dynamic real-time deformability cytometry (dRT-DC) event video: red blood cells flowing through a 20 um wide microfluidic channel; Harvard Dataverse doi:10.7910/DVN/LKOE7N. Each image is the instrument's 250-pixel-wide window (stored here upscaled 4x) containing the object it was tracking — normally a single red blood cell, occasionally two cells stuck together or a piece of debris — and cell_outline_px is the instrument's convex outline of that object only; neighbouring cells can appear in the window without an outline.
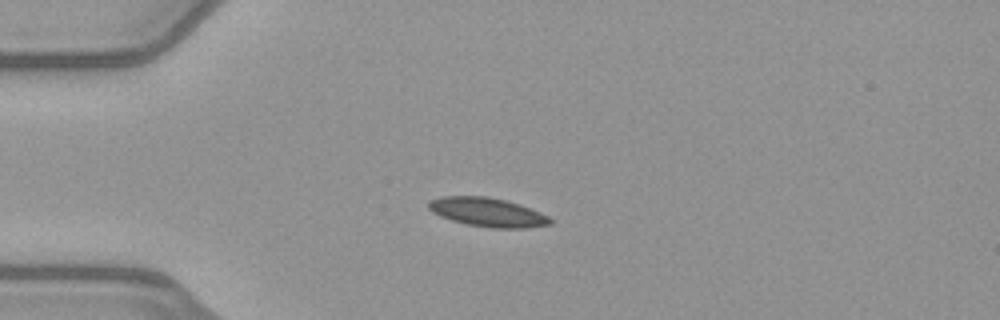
{"species": "common noctule bat (a hibernating species)", "species_latin": "Nyctalus noctula", "temperature_condition": "warm", "stored_images_in_passage": 33, "camera_frame_rate_fps": 3000, "um_per_image_px": 0.085, "animal": {"sex": "female", "body_mass_g": 21.9}, "frame": {"image": 1, "passage_image": 1, "time_ms": 0.0, "image_size_px": [1000, 320], "cell_outline_px": [[552, 224], [524, 228], [492, 228], [468, 224], [452, 220], [440, 216], [432, 212], [428, 208], [428, 204], [432, 200], [440, 196], [488, 196], [520, 204], [548, 216], [552, 220]], "centroid_in_image_um": [41.44, 18.03], "position_along_channel_um": 43.6, "area_um2": 20.35}}
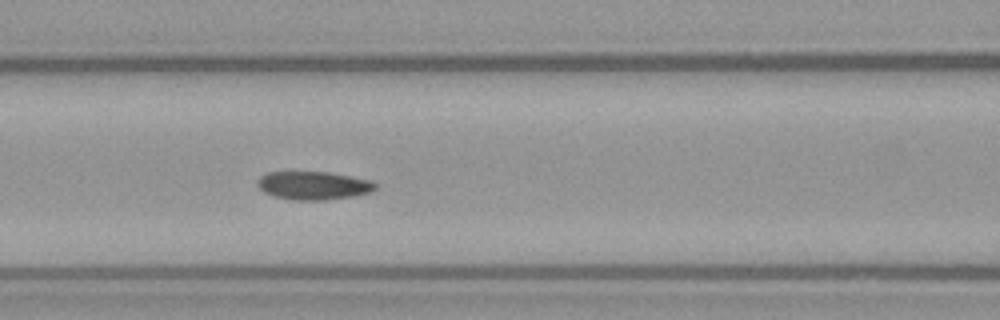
{"frame": {"image": 2, "passage_image": 10, "time_ms": 3.0, "image_size_px": [1000, 320], "cell_outline_px": [[376, 188], [372, 192], [352, 196], [324, 200], [292, 200], [272, 196], [264, 192], [256, 184], [256, 180], [260, 176], [268, 172], [328, 172], [368, 180], [376, 184]], "centroid_in_image_um": [26.58, 15.77], "position_along_channel_um": 140.0, "area_um2": 19.36}}
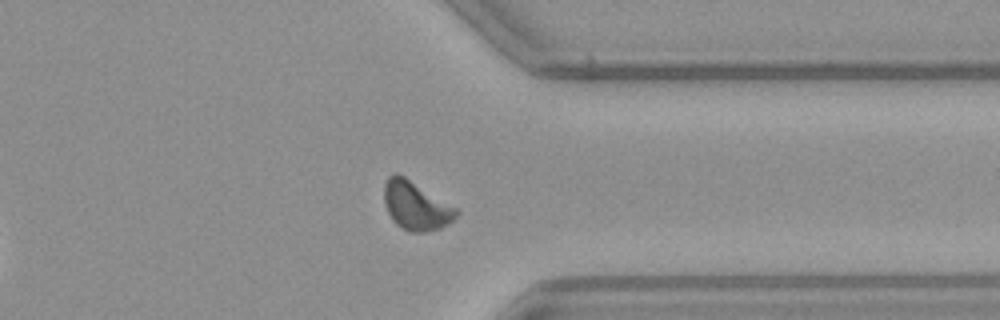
{"frame": {"image": 3, "passage_image": 28, "time_ms": 9.0, "image_size_px": [1000, 320], "cell_outline_px": [[460, 212], [448, 224], [440, 228], [424, 232], [408, 232], [400, 228], [392, 220], [384, 204], [384, 184], [388, 176], [396, 172], [404, 176], [456, 208]], "centroid_in_image_um": [35.31, 17.5], "position_along_channel_um": 376.1, "area_um2": 20.35}}